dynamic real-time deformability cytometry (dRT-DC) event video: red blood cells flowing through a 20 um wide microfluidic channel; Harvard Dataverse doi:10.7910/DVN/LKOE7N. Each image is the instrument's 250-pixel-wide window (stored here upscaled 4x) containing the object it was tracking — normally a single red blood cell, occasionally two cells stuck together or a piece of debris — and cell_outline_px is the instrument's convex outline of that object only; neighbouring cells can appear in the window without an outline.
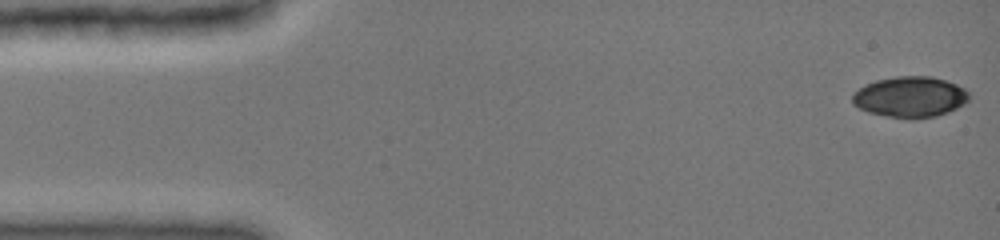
{"species": "common noctule bat (a hibernating species)", "species_latin": "Nyctalus noctula", "temperature_condition": "cold", "stored_images_in_passage": 47, "camera_frame_rate_fps": 3000, "um_per_image_px": 0.085, "animal": {"sex": "female", "body_mass_g": 19.0, "forearm_length_mm": 51.5}, "frame": {"image": 1, "passage_image": 1, "time_ms": 0.0, "image_size_px": [1000, 240], "cell_outline_px": [[968, 100], [964, 104], [948, 112], [936, 116], [912, 120], [888, 116], [868, 112], [852, 104], [852, 96], [864, 84], [876, 80], [896, 76], [932, 76], [956, 84], [964, 88], [968, 92]], "centroid_in_image_um": [77.36, 8.24], "position_along_channel_um": 7.6, "area_um2": 27.8}}
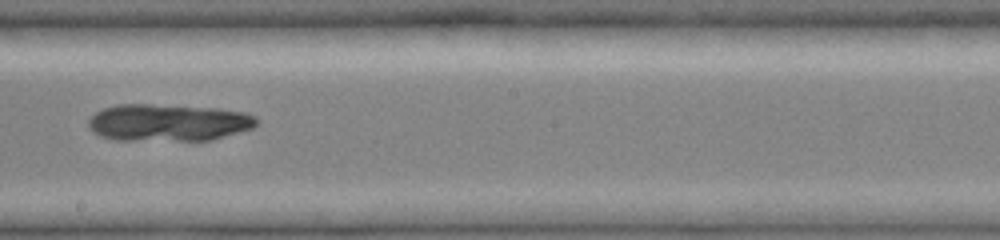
{"frame": {"image": 2, "passage_image": 27, "time_ms": 8.667, "image_size_px": [1000, 240], "cell_outline_px": [[260, 120], [252, 128], [212, 140], [116, 140], [100, 136], [92, 132], [88, 128], [88, 120], [96, 112], [104, 108], [116, 104], [152, 104], [220, 108], [244, 112], [256, 116]], "centroid_in_image_um": [14.3, 10.41], "position_along_channel_um": 233.9, "area_um2": 36.7}}
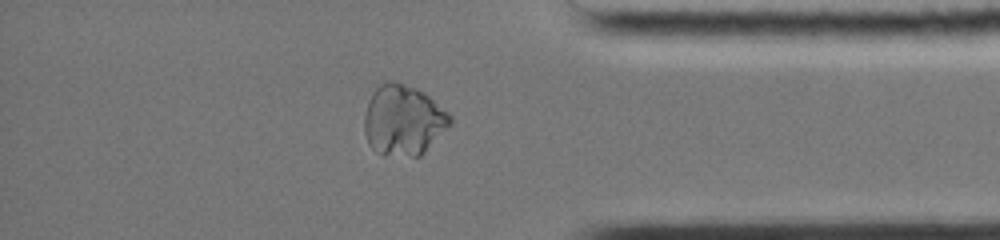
{"frame": {"image": 3, "passage_image": 40, "time_ms": 13.0, "image_size_px": [1000, 240], "cell_outline_px": [[452, 124], [420, 156], [384, 156], [376, 152], [368, 144], [364, 132], [364, 116], [368, 100], [372, 92], [380, 84], [388, 80], [396, 80], [416, 88], [424, 92], [448, 112], [452, 116]], "centroid_in_image_um": [34.27, 10.21], "position_along_channel_um": 400.9, "area_um2": 35.72}}